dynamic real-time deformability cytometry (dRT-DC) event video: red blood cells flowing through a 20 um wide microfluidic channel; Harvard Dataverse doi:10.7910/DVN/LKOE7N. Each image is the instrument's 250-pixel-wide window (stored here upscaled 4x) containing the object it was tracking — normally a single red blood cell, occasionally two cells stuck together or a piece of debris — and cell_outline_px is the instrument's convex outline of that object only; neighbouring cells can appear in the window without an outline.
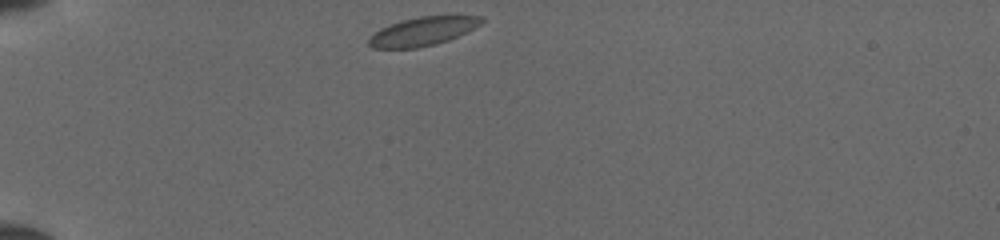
{"species": "common noctule bat (a hibernating species)", "species_latin": "Nyctalus noctula", "temperature_condition": "cold", "stored_images_in_passage": 33, "camera_frame_rate_fps": 3000, "um_per_image_px": 0.085, "animal": {"sex": "female", "body_mass_g": 19.5, "forearm_length_mm": 54.1}, "frame": {"image": 1, "passage_image": 1, "time_ms": 0.0, "image_size_px": [1000, 240], "cell_outline_px": [[484, 20], [480, 24], [468, 32], [448, 40], [436, 44], [416, 48], [372, 48], [368, 44], [368, 40], [380, 28], [400, 20], [420, 16], [484, 16]], "centroid_in_image_um": [35.94, 2.66], "position_along_channel_um": 49.1, "area_um2": 18.73}}
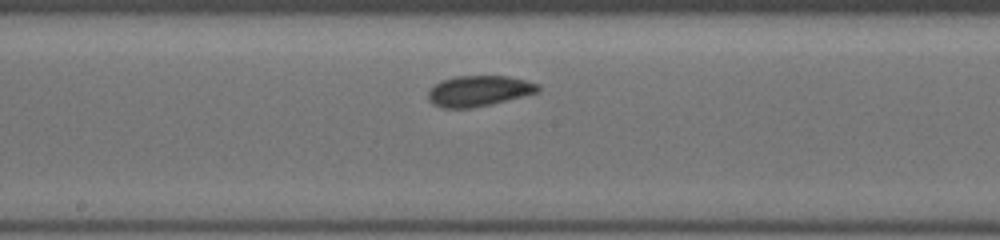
{"frame": {"image": 2, "passage_image": 15, "time_ms": 4.667, "image_size_px": [1000, 240], "cell_outline_px": [[540, 92], [492, 104], [472, 108], [440, 108], [432, 104], [428, 100], [428, 92], [440, 80], [456, 76], [508, 76], [540, 84]], "centroid_in_image_um": [40.7, 7.74], "position_along_channel_um": 207.5, "area_um2": 19.83}}
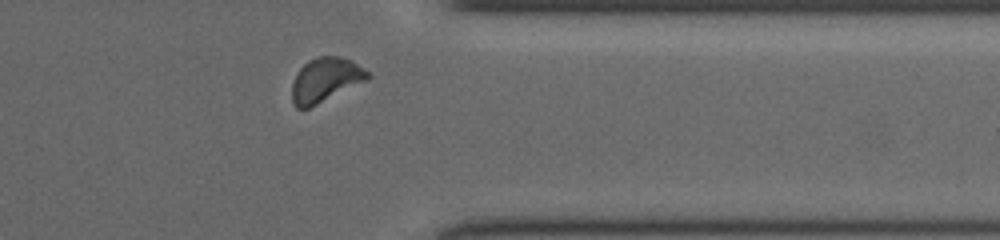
{"frame": {"image": 3, "passage_image": 28, "time_ms": 9.0, "image_size_px": [1000, 240], "cell_outline_px": [[372, 76], [368, 80], [308, 108], [296, 108], [292, 104], [292, 84], [300, 68], [308, 60], [320, 56], [336, 56], [352, 60], [364, 68]], "centroid_in_image_um": [27.67, 6.78], "position_along_channel_um": 383.7, "area_um2": 19.42}}